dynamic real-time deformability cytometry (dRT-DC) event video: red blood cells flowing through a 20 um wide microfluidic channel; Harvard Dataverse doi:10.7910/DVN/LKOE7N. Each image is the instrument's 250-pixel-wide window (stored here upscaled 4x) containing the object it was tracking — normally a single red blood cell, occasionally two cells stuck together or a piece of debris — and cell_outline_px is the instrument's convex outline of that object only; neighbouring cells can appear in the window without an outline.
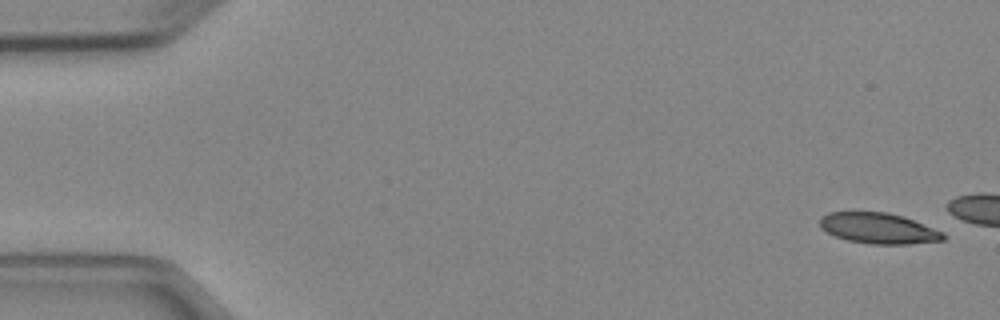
{"species": "Egyptian fruit bat (a non-hibernating species)", "species_latin": "Rousettus aegyptiacus", "temperature_condition": "cold", "stored_images_in_passage": 4, "camera_frame_rate_fps": 3000, "um_per_image_px": 0.085, "animal": {"sex": "female"}, "frame": {"image": 1, "passage_image": 1, "time_ms": 0.0, "image_size_px": [1000, 320], "cell_outline_px": [[948, 236], [944, 240], [908, 244], [872, 244], [848, 240], [836, 236], [820, 228], [820, 216], [828, 212], [888, 212], [904, 216], [944, 232]], "centroid_in_image_um": [74.7, 19.4], "position_along_channel_um": 10.3, "area_um2": 22.2}}